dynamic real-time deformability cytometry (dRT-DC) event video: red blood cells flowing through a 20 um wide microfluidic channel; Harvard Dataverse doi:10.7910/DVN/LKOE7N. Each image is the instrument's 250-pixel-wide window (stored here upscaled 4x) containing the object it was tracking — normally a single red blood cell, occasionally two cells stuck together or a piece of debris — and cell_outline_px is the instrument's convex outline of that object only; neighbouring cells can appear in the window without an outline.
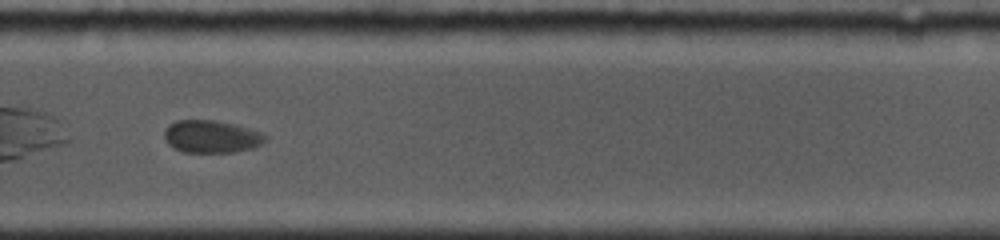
{"species": "common noctule bat (a hibernating species)", "species_latin": "Nyctalus noctula", "temperature_condition": "cold", "stored_images_in_passage": 50, "camera_frame_rate_fps": 5000, "um_per_image_px": 0.085, "animal": {"sex": "female", "body_mass_g": 19.0, "forearm_length_mm": 53.3}, "frame": {"image": 1, "passage_image": 36, "time_ms": 7.0, "image_size_px": [1000, 240], "cell_outline_px": [[268, 140], [252, 148], [236, 152], [184, 152], [172, 148], [168, 144], [164, 136], [164, 132], [168, 124], [176, 120], [212, 120], [236, 124], [260, 132], [268, 136]], "centroid_in_image_um": [17.96, 11.61], "position_along_channel_um": 311.8, "area_um2": 19.31}, "authors_computed_cell_mechanics": {"area_um2": 19.3052, "velocity_mm_per_s": 3.7491, "shape_relaxation_time_tau1_ms": 1.3719, "shape_relaxation_time_tau2_ms": null, "deformation_change_tau1": 0.0634, "deformation_change_tau2": null}}